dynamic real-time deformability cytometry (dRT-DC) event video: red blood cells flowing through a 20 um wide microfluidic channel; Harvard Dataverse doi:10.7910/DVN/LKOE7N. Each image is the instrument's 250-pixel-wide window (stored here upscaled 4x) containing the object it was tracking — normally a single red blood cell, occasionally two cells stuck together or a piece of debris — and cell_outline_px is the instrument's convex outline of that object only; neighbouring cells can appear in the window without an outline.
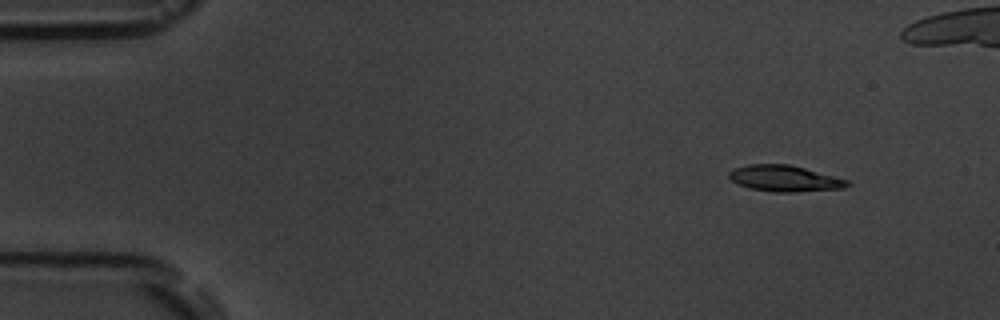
{"species": "common noctule bat (a hibernating species)", "species_latin": "Nyctalus noctula", "temperature_condition": "room temperature", "stored_images_in_passage": 6, "camera_frame_rate_fps": 3000, "um_per_image_px": 0.085, "animal": {"sex": "male", "body_mass_g": 19.5, "forearm_length_mm": 54.6}, "frame": {"image": 1, "passage_image": 2, "time_ms": 1.0, "image_size_px": [1000, 320], "cell_outline_px": [[852, 184], [844, 188], [796, 192], [772, 192], [752, 188], [740, 184], [732, 180], [728, 176], [728, 172], [736, 168], [748, 164], [788, 164], [804, 168], [848, 180]], "centroid_in_image_um": [66.71, 15.17], "position_along_channel_um": 18.3, "area_um2": 17.8}}